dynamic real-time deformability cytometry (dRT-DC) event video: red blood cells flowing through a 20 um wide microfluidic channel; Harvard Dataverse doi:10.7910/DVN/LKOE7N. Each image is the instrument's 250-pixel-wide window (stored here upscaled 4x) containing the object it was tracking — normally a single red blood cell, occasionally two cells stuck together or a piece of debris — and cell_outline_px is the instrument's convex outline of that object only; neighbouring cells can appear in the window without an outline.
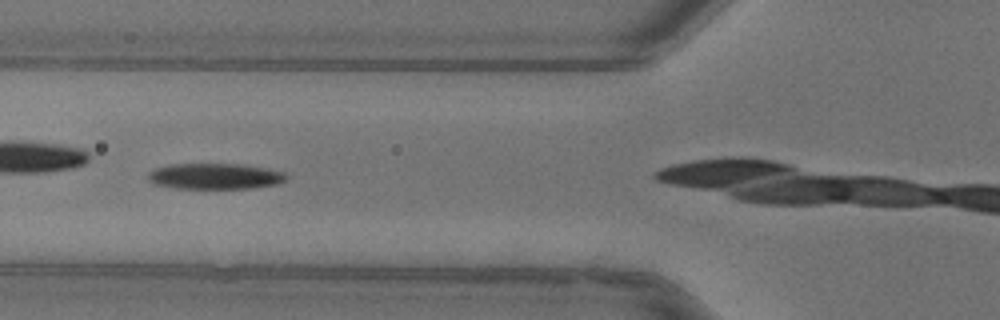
{"species": "common noctule bat (a hibernating species)", "species_latin": "Nyctalus noctula", "temperature_condition": "warm", "stored_images_in_passage": 15, "camera_frame_rate_fps": 3000, "um_per_image_px": 0.085, "animal": {"sex": "female"}, "frame": {"image": 1, "passage_image": 9, "time_ms": 2.667, "image_size_px": [1000, 320], "cell_outline_px": [[288, 176], [284, 180], [276, 184], [252, 188], [176, 188], [152, 184], [148, 180], [148, 172], [156, 168], [172, 164], [244, 164], [284, 172]], "centroid_in_image_um": [18.24, 14.98], "position_along_channel_um": 107.6, "area_um2": 20.75}}